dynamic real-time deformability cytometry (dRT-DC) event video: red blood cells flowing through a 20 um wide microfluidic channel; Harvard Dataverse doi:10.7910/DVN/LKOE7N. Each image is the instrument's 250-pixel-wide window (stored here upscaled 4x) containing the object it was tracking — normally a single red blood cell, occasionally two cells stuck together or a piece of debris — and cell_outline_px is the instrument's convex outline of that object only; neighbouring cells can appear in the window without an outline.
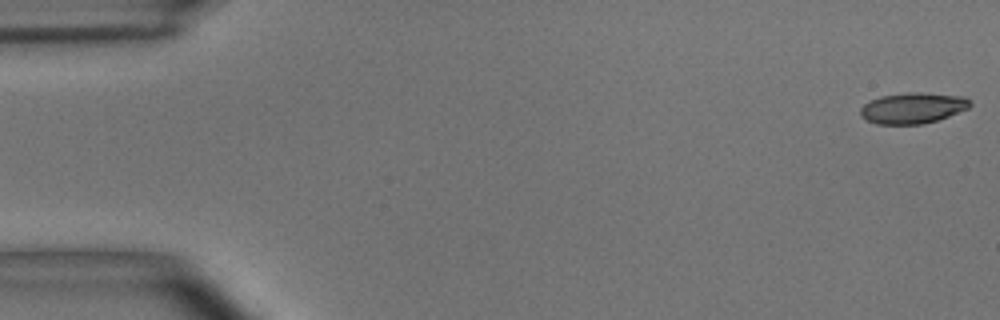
{"species": "common noctule bat (a hibernating species)", "species_latin": "Nyctalus noctula", "temperature_condition": "room temperature", "stored_images_in_passage": 4, "camera_frame_rate_fps": 3000, "um_per_image_px": 0.085, "animal": {"sex": "male", "body_mass_g": 15.6}, "frame": {"image": 1, "passage_image": 1, "time_ms": 0.0, "image_size_px": [1000, 320], "cell_outline_px": [[972, 104], [968, 108], [948, 116], [936, 120], [920, 124], [876, 124], [860, 116], [860, 108], [868, 100], [880, 96], [908, 92], [920, 92], [964, 96]], "centroid_in_image_um": [77.55, 9.17], "position_along_channel_um": 7.5, "area_um2": 19.71}}
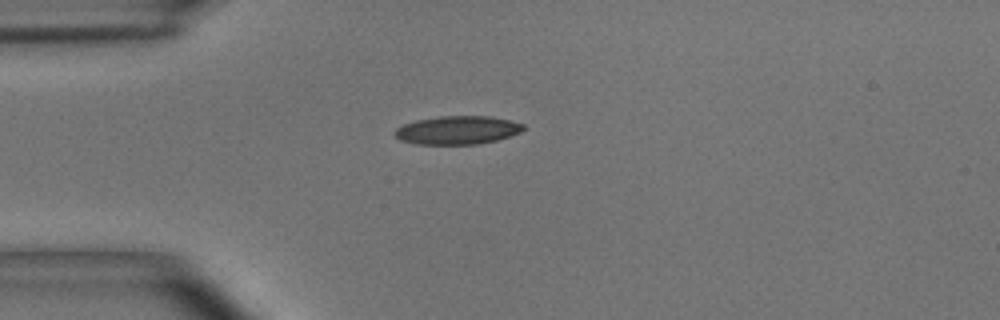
{"frame": {"image": 2, "passage_image": 4, "time_ms": 1.0, "image_size_px": [1000, 320], "cell_outline_px": [[524, 128], [520, 132], [496, 140], [476, 144], [416, 144], [400, 140], [392, 132], [396, 128], [404, 124], [416, 120], [440, 116], [492, 116], [524, 124]], "centroid_in_image_um": [38.85, 11.05], "position_along_channel_um": 46.2, "area_um2": 21.15}}